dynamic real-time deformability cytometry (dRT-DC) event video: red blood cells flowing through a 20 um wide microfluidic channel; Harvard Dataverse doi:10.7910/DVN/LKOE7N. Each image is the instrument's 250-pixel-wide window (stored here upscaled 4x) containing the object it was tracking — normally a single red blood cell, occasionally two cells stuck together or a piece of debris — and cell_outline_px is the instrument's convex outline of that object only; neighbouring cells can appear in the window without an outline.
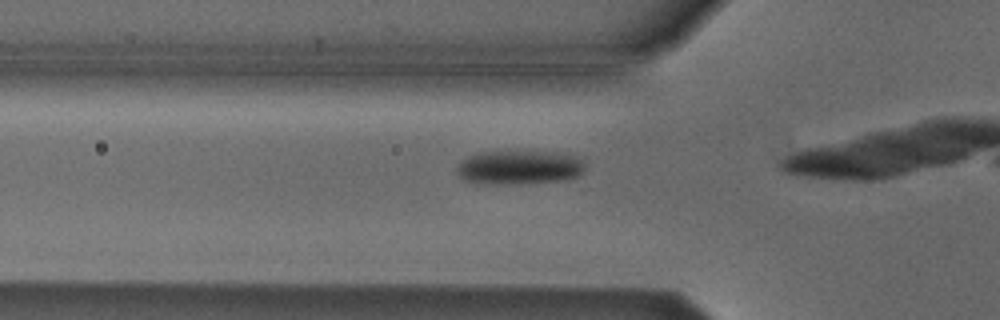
{"species": "Egyptian fruit bat (a non-hibernating species)", "species_latin": "Rousettus aegyptiacus", "temperature_condition": "cold", "stored_images_in_passage": 13, "camera_frame_rate_fps": 3000, "um_per_image_px": 0.085, "animal": {"sex": "male"}, "frame": {"image": 1, "passage_image": 8, "time_ms": 2.333, "image_size_px": [1000, 320], "cell_outline_px": [[584, 172], [576, 176], [564, 180], [496, 184], [464, 180], [456, 172], [456, 168], [468, 156], [480, 152], [560, 152], [584, 156]], "centroid_in_image_um": [44.22, 14.2], "position_along_channel_um": 81.6, "area_um2": 25.2}}
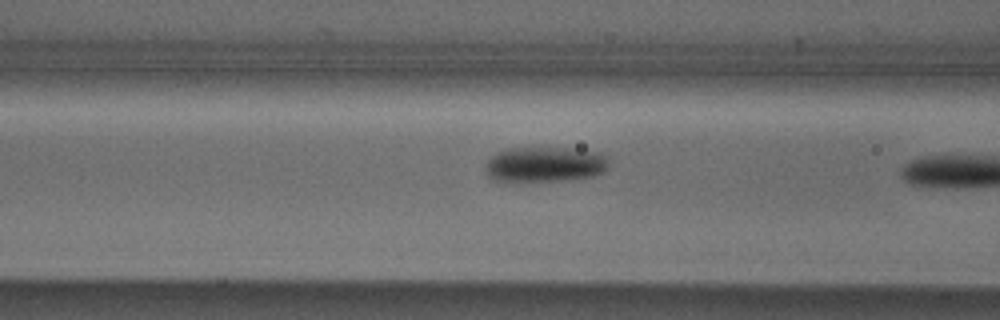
{"frame": {"image": 2, "passage_image": 11, "time_ms": 3.333, "image_size_px": [1000, 320], "cell_outline_px": [[608, 168], [604, 172], [592, 176], [564, 180], [496, 180], [488, 176], [488, 160], [496, 152], [504, 148], [572, 148], [596, 152], [608, 156]], "centroid_in_image_um": [46.37, 13.94], "position_along_channel_um": 120.2, "area_um2": 24.97}}